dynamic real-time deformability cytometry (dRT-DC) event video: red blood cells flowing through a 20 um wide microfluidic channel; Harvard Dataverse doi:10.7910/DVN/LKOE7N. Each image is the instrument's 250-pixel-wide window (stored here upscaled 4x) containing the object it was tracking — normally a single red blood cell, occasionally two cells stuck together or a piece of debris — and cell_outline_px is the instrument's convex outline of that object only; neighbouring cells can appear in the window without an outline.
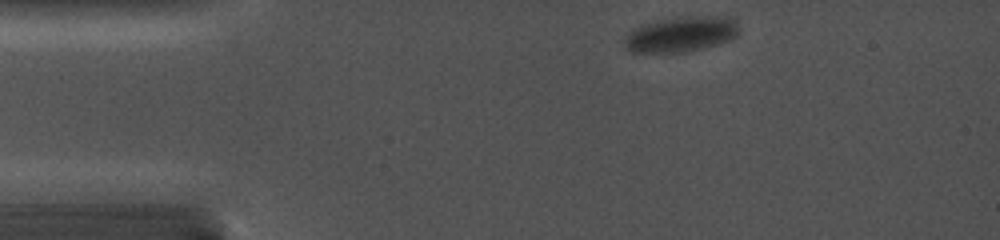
{"species": "common noctule bat (a hibernating species)", "species_latin": "Nyctalus noctula", "temperature_condition": "cold", "stored_images_in_passage": 32, "camera_frame_rate_fps": 5000, "um_per_image_px": 0.085, "animal": {"sex": "female", "body_mass_g": 19.0, "forearm_length_mm": 56.7}, "frame": {"image": 1, "passage_image": 2, "time_ms": 0.4, "image_size_px": [1000, 240], "cell_outline_px": [[740, 32], [736, 36], [728, 40], [716, 44], [684, 52], [628, 52], [624, 48], [624, 36], [632, 28], [652, 20], [708, 16], [728, 16], [736, 24]], "centroid_in_image_um": [57.8, 2.91], "position_along_channel_um": 27.2, "area_um2": 23.52}}
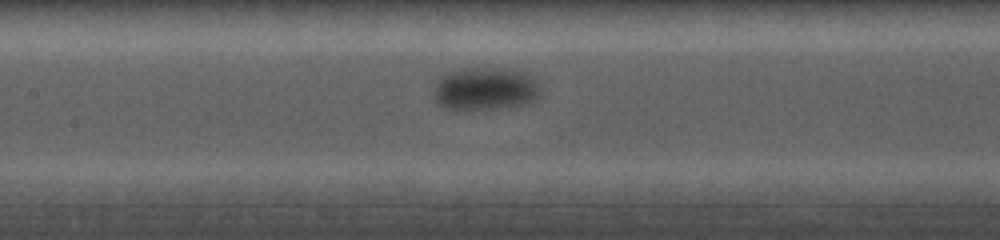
{"frame": {"image": 2, "passage_image": 14, "time_ms": 5.8, "image_size_px": [1000, 240], "cell_outline_px": [[540, 96], [536, 100], [524, 104], [500, 108], [444, 108], [436, 104], [432, 92], [436, 80], [444, 72], [460, 68], [512, 68], [536, 76], [540, 88]], "centroid_in_image_um": [41.24, 7.51], "position_along_channel_um": 166.2, "area_um2": 27.34}}
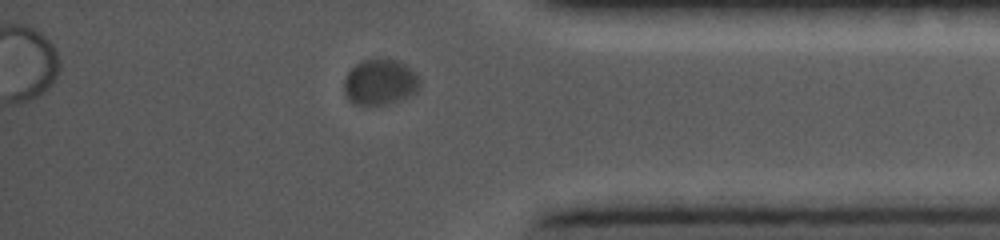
{"frame": {"image": 3, "passage_image": 28, "time_ms": 12.4, "image_size_px": [1000, 240], "cell_outline_px": [[420, 88], [416, 92], [400, 100], [372, 108], [368, 108], [352, 104], [348, 100], [344, 92], [344, 80], [348, 72], [356, 64], [364, 60], [376, 56], [396, 60], [404, 64], [420, 80]], "centroid_in_image_um": [32.25, 7.01], "position_along_channel_um": 402.9, "area_um2": 20.81}}